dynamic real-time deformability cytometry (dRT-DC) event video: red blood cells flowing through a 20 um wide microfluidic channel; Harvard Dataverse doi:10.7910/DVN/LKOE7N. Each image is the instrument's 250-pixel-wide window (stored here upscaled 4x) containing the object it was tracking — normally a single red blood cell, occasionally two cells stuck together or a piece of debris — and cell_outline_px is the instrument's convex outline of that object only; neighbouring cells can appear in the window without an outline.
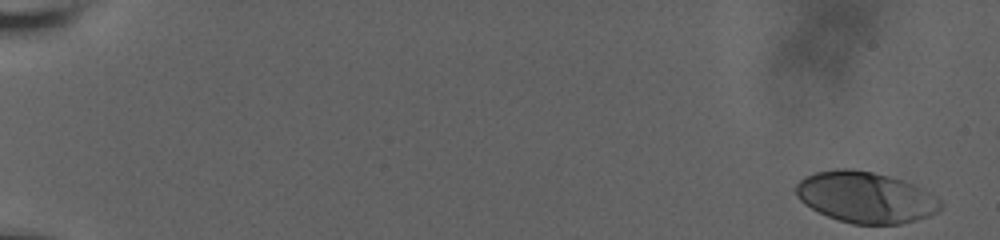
{"species": "human", "species_latin": "Homo sapiens", "temperature_condition": "room temperature", "stored_images_in_passage": 53, "camera_frame_rate_fps": 3000, "um_per_image_px": 0.085, "donor": {"sex": "male"}, "frame": {"image": 1, "passage_image": 1, "time_ms": 0.0, "image_size_px": [1000, 240], "cell_outline_px": [[944, 204], [936, 212], [928, 216], [916, 220], [900, 224], [852, 224], [828, 216], [804, 204], [796, 196], [796, 184], [804, 176], [816, 172], [836, 168], [852, 168], [872, 172], [904, 180], [920, 188], [940, 200]], "centroid_in_image_um": [73.55, 16.76], "position_along_channel_um": 11.5, "area_um2": 42.89}}
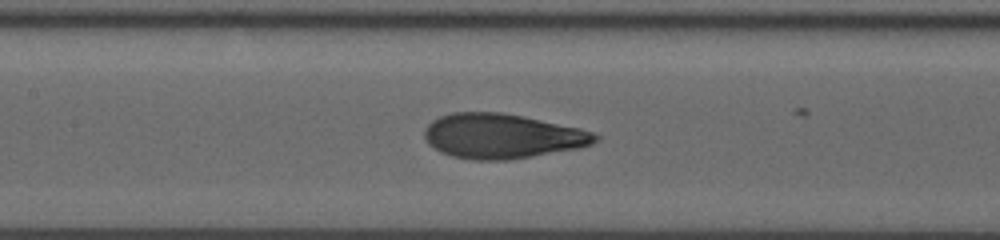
{"frame": {"image": 2, "passage_image": 30, "time_ms": 9.667, "image_size_px": [1000, 240], "cell_outline_px": [[600, 140], [592, 144], [580, 148], [508, 160], [472, 160], [452, 156], [440, 152], [428, 144], [424, 140], [424, 128], [432, 120], [440, 116], [452, 112], [500, 112], [580, 128], [592, 132], [600, 136]], "centroid_in_image_um": [42.65, 11.57], "position_along_channel_um": 164.7, "area_um2": 44.62}}
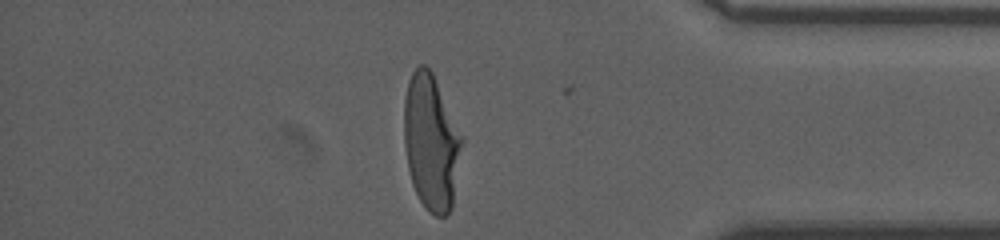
{"frame": {"image": 3, "passage_image": 51, "time_ms": 16.667, "image_size_px": [1000, 240], "cell_outline_px": [[464, 140], [452, 208], [444, 216], [436, 216], [428, 212], [424, 208], [412, 184], [408, 168], [404, 144], [404, 100], [408, 80], [412, 72], [420, 64], [424, 64], [432, 72], [464, 136]], "centroid_in_image_um": [36.67, 12.09], "position_along_channel_um": 398.5, "area_um2": 46.3}, "authors_computed_cell_mechanics": {"area_um2": 43.35, "velocity_mm_per_s": 3.6526, "shape_relaxation_time_tau1_ms": 4.5291, "shape_relaxation_time_tau2_ms": null, "deformation_change_tau1": 0.2341, "deformation_change_tau2": null}}